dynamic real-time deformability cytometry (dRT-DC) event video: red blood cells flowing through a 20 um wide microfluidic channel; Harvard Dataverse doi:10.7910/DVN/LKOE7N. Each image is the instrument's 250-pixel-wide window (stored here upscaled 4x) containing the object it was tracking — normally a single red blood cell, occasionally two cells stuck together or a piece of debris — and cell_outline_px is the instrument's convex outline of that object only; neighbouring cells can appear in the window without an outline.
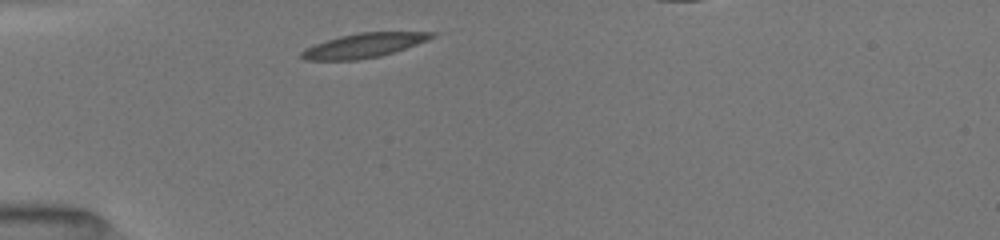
{"species": "common noctule bat (a hibernating species)", "species_latin": "Nyctalus noctula", "temperature_condition": "room temperature", "stored_images_in_passage": 14, "camera_frame_rate_fps": 3000, "um_per_image_px": 0.085, "animal": {"sex": "female", "body_mass_g": 19.5, "forearm_length_mm": 54.1}, "frame": {"image": 1, "passage_image": 1, "time_ms": 0.0, "image_size_px": [1000, 240], "cell_outline_px": [[436, 36], [416, 44], [380, 56], [356, 60], [304, 60], [300, 56], [300, 52], [304, 48], [340, 36], [360, 32], [436, 32]], "centroid_in_image_um": [30.88, 3.86], "position_along_channel_um": 54.1, "area_um2": 18.21}}
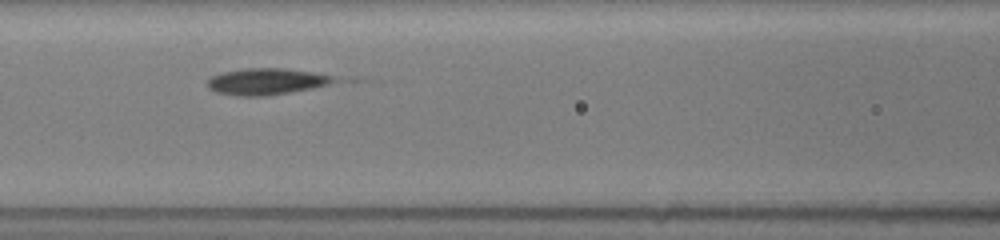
{"frame": {"image": 2, "passage_image": 6, "time_ms": 2.667, "image_size_px": [1000, 240], "cell_outline_px": [[336, 80], [328, 84], [312, 88], [268, 96], [236, 96], [216, 92], [208, 88], [208, 80], [212, 76], [224, 72], [244, 68], [284, 68], [312, 72], [332, 76]], "centroid_in_image_um": [22.6, 6.93], "position_along_channel_um": 144.0, "area_um2": 19.36}}
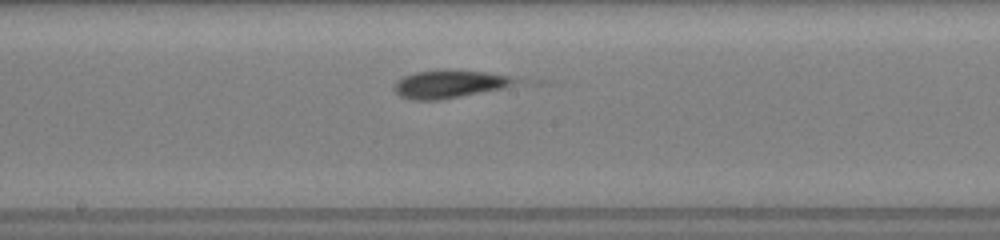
{"frame": {"image": 3, "passage_image": 9, "time_ms": 4.333, "image_size_px": [1000, 240], "cell_outline_px": [[516, 80], [500, 88], [440, 100], [412, 100], [400, 96], [392, 88], [404, 76], [416, 72], [448, 68], [456, 68], [484, 72], [508, 76]], "centroid_in_image_um": [38.08, 7.12], "position_along_channel_um": 210.1, "area_um2": 19.36}}